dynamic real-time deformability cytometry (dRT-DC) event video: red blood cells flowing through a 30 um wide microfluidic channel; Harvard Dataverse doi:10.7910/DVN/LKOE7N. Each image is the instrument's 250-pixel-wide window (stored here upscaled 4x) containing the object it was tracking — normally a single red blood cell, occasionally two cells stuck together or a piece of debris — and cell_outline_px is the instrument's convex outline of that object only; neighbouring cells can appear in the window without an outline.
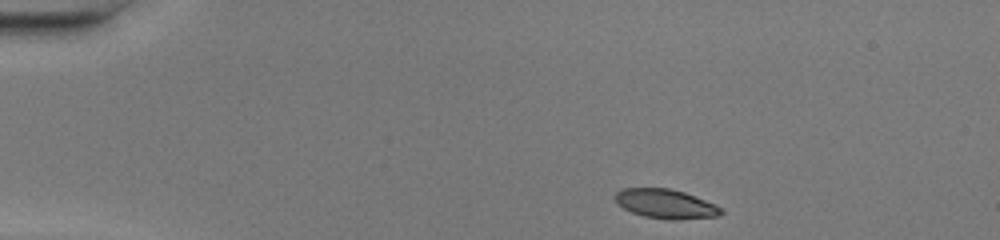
{"species": "common noctule bat (a hibernating species)", "species_latin": "Nyctalus noctula", "temperature_condition": "warm", "stored_images_in_passage": 41, "camera_frame_rate_fps": 3000, "um_per_image_px": 0.085, "animal": {"sex": "female", "body_mass_g": 20.0, "forearm_length_mm": 54.0}, "frame": {"image": 1, "passage_image": 1, "time_ms": 0.0, "image_size_px": [1000, 240], "cell_outline_px": [[724, 212], [716, 216], [680, 220], [668, 220], [644, 216], [632, 212], [616, 204], [612, 196], [616, 192], [624, 188], [668, 188], [684, 192], [716, 204]], "centroid_in_image_um": [56.54, 17.33], "position_along_channel_um": 28.5, "area_um2": 18.21}}
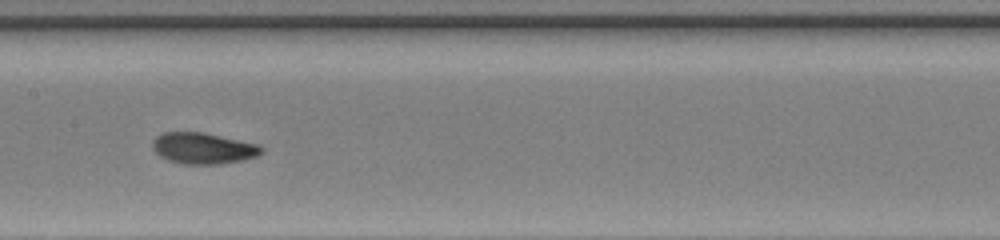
{"frame": {"image": 2, "passage_image": 18, "time_ms": 5.667, "image_size_px": [1000, 240], "cell_outline_px": [[264, 152], [256, 156], [244, 160], [220, 164], [184, 164], [168, 160], [160, 156], [152, 148], [152, 140], [156, 136], [164, 132], [204, 132], [260, 144], [264, 148]], "centroid_in_image_um": [17.3, 12.6], "position_along_channel_um": 190.1, "area_um2": 20.06}}
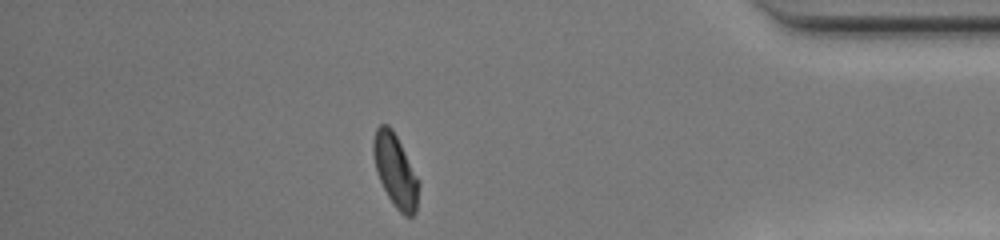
{"frame": {"image": 3, "passage_image": 35, "time_ms": 11.333, "image_size_px": [1000, 240], "cell_outline_px": [[420, 184], [416, 212], [412, 216], [404, 216], [392, 204], [380, 180], [376, 168], [372, 152], [372, 140], [376, 128], [380, 124], [388, 124], [392, 128]], "centroid_in_image_um": [33.59, 14.51], "position_along_channel_um": 401.6, "area_um2": 19.02}, "authors_computed_cell_mechanics": {"area_um2": 19.0162, "velocity_mm_per_s": 4.3048, "shape_relaxation_time_tau1_ms": 2.4607, "shape_relaxation_time_tau2_ms": 1.1545, "deformation_change_tau1": 0.152, "deformation_change_tau2": 0.065}}